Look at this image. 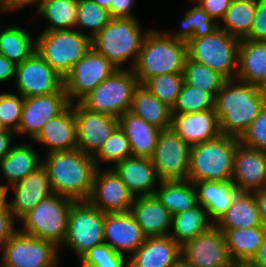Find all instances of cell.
<instances>
[{"instance_id": "1", "label": "cell", "mask_w": 266, "mask_h": 267, "mask_svg": "<svg viewBox=\"0 0 266 267\" xmlns=\"http://www.w3.org/2000/svg\"><path fill=\"white\" fill-rule=\"evenodd\" d=\"M265 103L266 90L228 79L214 100L221 134L240 139Z\"/></svg>"}, {"instance_id": "2", "label": "cell", "mask_w": 266, "mask_h": 267, "mask_svg": "<svg viewBox=\"0 0 266 267\" xmlns=\"http://www.w3.org/2000/svg\"><path fill=\"white\" fill-rule=\"evenodd\" d=\"M45 167L52 192L73 201H87L97 169L93 156L78 149L46 154Z\"/></svg>"}, {"instance_id": "3", "label": "cell", "mask_w": 266, "mask_h": 267, "mask_svg": "<svg viewBox=\"0 0 266 267\" xmlns=\"http://www.w3.org/2000/svg\"><path fill=\"white\" fill-rule=\"evenodd\" d=\"M187 57V43L149 29L132 70L143 85L156 75L183 73Z\"/></svg>"}, {"instance_id": "4", "label": "cell", "mask_w": 266, "mask_h": 267, "mask_svg": "<svg viewBox=\"0 0 266 267\" xmlns=\"http://www.w3.org/2000/svg\"><path fill=\"white\" fill-rule=\"evenodd\" d=\"M148 31L142 30L137 18H112L91 39V48L106 57L117 69H123L122 65L132 58V69Z\"/></svg>"}, {"instance_id": "5", "label": "cell", "mask_w": 266, "mask_h": 267, "mask_svg": "<svg viewBox=\"0 0 266 267\" xmlns=\"http://www.w3.org/2000/svg\"><path fill=\"white\" fill-rule=\"evenodd\" d=\"M239 143L238 138L221 134L215 139L192 145L187 180H231Z\"/></svg>"}, {"instance_id": "6", "label": "cell", "mask_w": 266, "mask_h": 267, "mask_svg": "<svg viewBox=\"0 0 266 267\" xmlns=\"http://www.w3.org/2000/svg\"><path fill=\"white\" fill-rule=\"evenodd\" d=\"M75 201L52 194L41 200L20 222L22 233L41 238L61 248L67 234L70 208Z\"/></svg>"}, {"instance_id": "7", "label": "cell", "mask_w": 266, "mask_h": 267, "mask_svg": "<svg viewBox=\"0 0 266 267\" xmlns=\"http://www.w3.org/2000/svg\"><path fill=\"white\" fill-rule=\"evenodd\" d=\"M35 40V51L63 78L91 48L89 36L77 29L43 31Z\"/></svg>"}, {"instance_id": "8", "label": "cell", "mask_w": 266, "mask_h": 267, "mask_svg": "<svg viewBox=\"0 0 266 267\" xmlns=\"http://www.w3.org/2000/svg\"><path fill=\"white\" fill-rule=\"evenodd\" d=\"M138 86V79L132 69H117L79 103L92 112L119 118L130 111Z\"/></svg>"}, {"instance_id": "9", "label": "cell", "mask_w": 266, "mask_h": 267, "mask_svg": "<svg viewBox=\"0 0 266 267\" xmlns=\"http://www.w3.org/2000/svg\"><path fill=\"white\" fill-rule=\"evenodd\" d=\"M240 39L221 28L187 43L188 58L219 72L227 79H236Z\"/></svg>"}, {"instance_id": "10", "label": "cell", "mask_w": 266, "mask_h": 267, "mask_svg": "<svg viewBox=\"0 0 266 267\" xmlns=\"http://www.w3.org/2000/svg\"><path fill=\"white\" fill-rule=\"evenodd\" d=\"M105 213L88 201L74 202L70 208L66 238L62 244L80 259L93 246L104 243Z\"/></svg>"}, {"instance_id": "11", "label": "cell", "mask_w": 266, "mask_h": 267, "mask_svg": "<svg viewBox=\"0 0 266 267\" xmlns=\"http://www.w3.org/2000/svg\"><path fill=\"white\" fill-rule=\"evenodd\" d=\"M0 267H58L59 248L18 231L0 247Z\"/></svg>"}, {"instance_id": "12", "label": "cell", "mask_w": 266, "mask_h": 267, "mask_svg": "<svg viewBox=\"0 0 266 267\" xmlns=\"http://www.w3.org/2000/svg\"><path fill=\"white\" fill-rule=\"evenodd\" d=\"M191 146L171 127L161 130L151 162L161 181L187 180Z\"/></svg>"}, {"instance_id": "13", "label": "cell", "mask_w": 266, "mask_h": 267, "mask_svg": "<svg viewBox=\"0 0 266 267\" xmlns=\"http://www.w3.org/2000/svg\"><path fill=\"white\" fill-rule=\"evenodd\" d=\"M115 70L117 68L106 57L90 48L64 78L68 101L73 104L78 100L79 103Z\"/></svg>"}, {"instance_id": "14", "label": "cell", "mask_w": 266, "mask_h": 267, "mask_svg": "<svg viewBox=\"0 0 266 267\" xmlns=\"http://www.w3.org/2000/svg\"><path fill=\"white\" fill-rule=\"evenodd\" d=\"M15 80L17 94L24 98L66 93L64 78L52 69L37 51L16 65Z\"/></svg>"}, {"instance_id": "15", "label": "cell", "mask_w": 266, "mask_h": 267, "mask_svg": "<svg viewBox=\"0 0 266 267\" xmlns=\"http://www.w3.org/2000/svg\"><path fill=\"white\" fill-rule=\"evenodd\" d=\"M181 261L188 267H230L224 234L216 226L181 246Z\"/></svg>"}, {"instance_id": "16", "label": "cell", "mask_w": 266, "mask_h": 267, "mask_svg": "<svg viewBox=\"0 0 266 267\" xmlns=\"http://www.w3.org/2000/svg\"><path fill=\"white\" fill-rule=\"evenodd\" d=\"M135 197L110 167L96 169L89 199L92 206L104 213H124L131 210Z\"/></svg>"}, {"instance_id": "17", "label": "cell", "mask_w": 266, "mask_h": 267, "mask_svg": "<svg viewBox=\"0 0 266 267\" xmlns=\"http://www.w3.org/2000/svg\"><path fill=\"white\" fill-rule=\"evenodd\" d=\"M79 151L94 156L103 143L119 127V118L92 112L80 103H74Z\"/></svg>"}, {"instance_id": "18", "label": "cell", "mask_w": 266, "mask_h": 267, "mask_svg": "<svg viewBox=\"0 0 266 267\" xmlns=\"http://www.w3.org/2000/svg\"><path fill=\"white\" fill-rule=\"evenodd\" d=\"M70 102L66 93H52L24 98L21 121L16 134L34 139L44 124L60 114Z\"/></svg>"}, {"instance_id": "19", "label": "cell", "mask_w": 266, "mask_h": 267, "mask_svg": "<svg viewBox=\"0 0 266 267\" xmlns=\"http://www.w3.org/2000/svg\"><path fill=\"white\" fill-rule=\"evenodd\" d=\"M266 151L237 145L232 181L240 192L253 193L264 188Z\"/></svg>"}, {"instance_id": "20", "label": "cell", "mask_w": 266, "mask_h": 267, "mask_svg": "<svg viewBox=\"0 0 266 267\" xmlns=\"http://www.w3.org/2000/svg\"><path fill=\"white\" fill-rule=\"evenodd\" d=\"M145 238L130 211L105 213L104 243L115 252L132 255L144 243Z\"/></svg>"}, {"instance_id": "21", "label": "cell", "mask_w": 266, "mask_h": 267, "mask_svg": "<svg viewBox=\"0 0 266 267\" xmlns=\"http://www.w3.org/2000/svg\"><path fill=\"white\" fill-rule=\"evenodd\" d=\"M10 187L14 190V198L8 204L16 220H21L41 200L53 194L43 165Z\"/></svg>"}, {"instance_id": "22", "label": "cell", "mask_w": 266, "mask_h": 267, "mask_svg": "<svg viewBox=\"0 0 266 267\" xmlns=\"http://www.w3.org/2000/svg\"><path fill=\"white\" fill-rule=\"evenodd\" d=\"M33 140L47 146V154L76 149L77 122L74 103H70L60 114L47 121Z\"/></svg>"}, {"instance_id": "23", "label": "cell", "mask_w": 266, "mask_h": 267, "mask_svg": "<svg viewBox=\"0 0 266 267\" xmlns=\"http://www.w3.org/2000/svg\"><path fill=\"white\" fill-rule=\"evenodd\" d=\"M181 262V246L170 236L146 237L128 259L130 267H175Z\"/></svg>"}, {"instance_id": "24", "label": "cell", "mask_w": 266, "mask_h": 267, "mask_svg": "<svg viewBox=\"0 0 266 267\" xmlns=\"http://www.w3.org/2000/svg\"><path fill=\"white\" fill-rule=\"evenodd\" d=\"M171 128L190 146L221 135L220 122L215 109L172 114Z\"/></svg>"}, {"instance_id": "25", "label": "cell", "mask_w": 266, "mask_h": 267, "mask_svg": "<svg viewBox=\"0 0 266 267\" xmlns=\"http://www.w3.org/2000/svg\"><path fill=\"white\" fill-rule=\"evenodd\" d=\"M111 168L134 197L154 195L155 186L161 181L150 158L131 156Z\"/></svg>"}, {"instance_id": "26", "label": "cell", "mask_w": 266, "mask_h": 267, "mask_svg": "<svg viewBox=\"0 0 266 267\" xmlns=\"http://www.w3.org/2000/svg\"><path fill=\"white\" fill-rule=\"evenodd\" d=\"M130 212L146 237L170 234L172 214L155 195L135 197Z\"/></svg>"}, {"instance_id": "27", "label": "cell", "mask_w": 266, "mask_h": 267, "mask_svg": "<svg viewBox=\"0 0 266 267\" xmlns=\"http://www.w3.org/2000/svg\"><path fill=\"white\" fill-rule=\"evenodd\" d=\"M236 79L266 90V42L240 39Z\"/></svg>"}, {"instance_id": "28", "label": "cell", "mask_w": 266, "mask_h": 267, "mask_svg": "<svg viewBox=\"0 0 266 267\" xmlns=\"http://www.w3.org/2000/svg\"><path fill=\"white\" fill-rule=\"evenodd\" d=\"M198 204L208 212L214 223L229 209L235 196L240 192L232 180H205L193 182Z\"/></svg>"}, {"instance_id": "29", "label": "cell", "mask_w": 266, "mask_h": 267, "mask_svg": "<svg viewBox=\"0 0 266 267\" xmlns=\"http://www.w3.org/2000/svg\"><path fill=\"white\" fill-rule=\"evenodd\" d=\"M119 126L129 141L132 156L151 158L161 129L130 111L119 117Z\"/></svg>"}, {"instance_id": "30", "label": "cell", "mask_w": 266, "mask_h": 267, "mask_svg": "<svg viewBox=\"0 0 266 267\" xmlns=\"http://www.w3.org/2000/svg\"><path fill=\"white\" fill-rule=\"evenodd\" d=\"M42 162L38 153L27 143L13 144L10 152L0 160V171L9 182L8 185H1L6 190V198L8 188L40 167Z\"/></svg>"}, {"instance_id": "31", "label": "cell", "mask_w": 266, "mask_h": 267, "mask_svg": "<svg viewBox=\"0 0 266 267\" xmlns=\"http://www.w3.org/2000/svg\"><path fill=\"white\" fill-rule=\"evenodd\" d=\"M130 112L161 130L172 125V109L140 84L135 89Z\"/></svg>"}, {"instance_id": "32", "label": "cell", "mask_w": 266, "mask_h": 267, "mask_svg": "<svg viewBox=\"0 0 266 267\" xmlns=\"http://www.w3.org/2000/svg\"><path fill=\"white\" fill-rule=\"evenodd\" d=\"M218 229L263 226L253 193L239 192L229 209L215 223Z\"/></svg>"}, {"instance_id": "33", "label": "cell", "mask_w": 266, "mask_h": 267, "mask_svg": "<svg viewBox=\"0 0 266 267\" xmlns=\"http://www.w3.org/2000/svg\"><path fill=\"white\" fill-rule=\"evenodd\" d=\"M223 232L232 261L251 260L266 235L265 226L238 229H219Z\"/></svg>"}, {"instance_id": "34", "label": "cell", "mask_w": 266, "mask_h": 267, "mask_svg": "<svg viewBox=\"0 0 266 267\" xmlns=\"http://www.w3.org/2000/svg\"><path fill=\"white\" fill-rule=\"evenodd\" d=\"M155 196L172 214L185 212L198 205L196 189L189 180L160 181Z\"/></svg>"}, {"instance_id": "35", "label": "cell", "mask_w": 266, "mask_h": 267, "mask_svg": "<svg viewBox=\"0 0 266 267\" xmlns=\"http://www.w3.org/2000/svg\"><path fill=\"white\" fill-rule=\"evenodd\" d=\"M210 219L207 210L200 204L185 212L172 215V229L169 235L180 245L194 237L207 232L215 223ZM173 233V234H172Z\"/></svg>"}, {"instance_id": "36", "label": "cell", "mask_w": 266, "mask_h": 267, "mask_svg": "<svg viewBox=\"0 0 266 267\" xmlns=\"http://www.w3.org/2000/svg\"><path fill=\"white\" fill-rule=\"evenodd\" d=\"M1 28V27H0ZM36 49V40L25 29L19 26H7L0 30V54L15 65L28 59Z\"/></svg>"}, {"instance_id": "37", "label": "cell", "mask_w": 266, "mask_h": 267, "mask_svg": "<svg viewBox=\"0 0 266 267\" xmlns=\"http://www.w3.org/2000/svg\"><path fill=\"white\" fill-rule=\"evenodd\" d=\"M77 10L78 0H40L36 9L50 23L43 31L75 29Z\"/></svg>"}, {"instance_id": "38", "label": "cell", "mask_w": 266, "mask_h": 267, "mask_svg": "<svg viewBox=\"0 0 266 267\" xmlns=\"http://www.w3.org/2000/svg\"><path fill=\"white\" fill-rule=\"evenodd\" d=\"M256 0H232L222 18L219 28L229 35L243 39L249 32L254 21Z\"/></svg>"}, {"instance_id": "39", "label": "cell", "mask_w": 266, "mask_h": 267, "mask_svg": "<svg viewBox=\"0 0 266 267\" xmlns=\"http://www.w3.org/2000/svg\"><path fill=\"white\" fill-rule=\"evenodd\" d=\"M181 23L182 28L179 31L173 34H166L175 40L185 43H188L191 39L210 35L219 28V23L211 19L208 13L199 5L188 9Z\"/></svg>"}, {"instance_id": "40", "label": "cell", "mask_w": 266, "mask_h": 267, "mask_svg": "<svg viewBox=\"0 0 266 267\" xmlns=\"http://www.w3.org/2000/svg\"><path fill=\"white\" fill-rule=\"evenodd\" d=\"M184 82L209 93L214 99L228 80L222 74L188 57L184 65Z\"/></svg>"}, {"instance_id": "41", "label": "cell", "mask_w": 266, "mask_h": 267, "mask_svg": "<svg viewBox=\"0 0 266 267\" xmlns=\"http://www.w3.org/2000/svg\"><path fill=\"white\" fill-rule=\"evenodd\" d=\"M184 82L183 73L161 74L149 78L145 86L154 96L173 109Z\"/></svg>"}, {"instance_id": "42", "label": "cell", "mask_w": 266, "mask_h": 267, "mask_svg": "<svg viewBox=\"0 0 266 267\" xmlns=\"http://www.w3.org/2000/svg\"><path fill=\"white\" fill-rule=\"evenodd\" d=\"M110 12L100 7L93 0H78V10L75 29H90L88 34L92 39L110 20Z\"/></svg>"}, {"instance_id": "43", "label": "cell", "mask_w": 266, "mask_h": 267, "mask_svg": "<svg viewBox=\"0 0 266 267\" xmlns=\"http://www.w3.org/2000/svg\"><path fill=\"white\" fill-rule=\"evenodd\" d=\"M132 156L129 141L125 132L120 126L103 143L98 152L93 156L95 165L99 168L100 163H112L114 166L118 162Z\"/></svg>"}, {"instance_id": "44", "label": "cell", "mask_w": 266, "mask_h": 267, "mask_svg": "<svg viewBox=\"0 0 266 267\" xmlns=\"http://www.w3.org/2000/svg\"><path fill=\"white\" fill-rule=\"evenodd\" d=\"M214 100L209 93L183 82L172 114L195 113L214 109Z\"/></svg>"}, {"instance_id": "45", "label": "cell", "mask_w": 266, "mask_h": 267, "mask_svg": "<svg viewBox=\"0 0 266 267\" xmlns=\"http://www.w3.org/2000/svg\"><path fill=\"white\" fill-rule=\"evenodd\" d=\"M102 243L93 246L80 259L81 267H127L128 258ZM127 260H126V259Z\"/></svg>"}, {"instance_id": "46", "label": "cell", "mask_w": 266, "mask_h": 267, "mask_svg": "<svg viewBox=\"0 0 266 267\" xmlns=\"http://www.w3.org/2000/svg\"><path fill=\"white\" fill-rule=\"evenodd\" d=\"M24 97L12 93H0V121L11 131L18 130Z\"/></svg>"}, {"instance_id": "47", "label": "cell", "mask_w": 266, "mask_h": 267, "mask_svg": "<svg viewBox=\"0 0 266 267\" xmlns=\"http://www.w3.org/2000/svg\"><path fill=\"white\" fill-rule=\"evenodd\" d=\"M239 141L245 147L266 151V103Z\"/></svg>"}, {"instance_id": "48", "label": "cell", "mask_w": 266, "mask_h": 267, "mask_svg": "<svg viewBox=\"0 0 266 267\" xmlns=\"http://www.w3.org/2000/svg\"><path fill=\"white\" fill-rule=\"evenodd\" d=\"M243 39L266 42V0H256L254 21Z\"/></svg>"}, {"instance_id": "49", "label": "cell", "mask_w": 266, "mask_h": 267, "mask_svg": "<svg viewBox=\"0 0 266 267\" xmlns=\"http://www.w3.org/2000/svg\"><path fill=\"white\" fill-rule=\"evenodd\" d=\"M14 222L15 217L5 199L0 204V247L18 231Z\"/></svg>"}, {"instance_id": "50", "label": "cell", "mask_w": 266, "mask_h": 267, "mask_svg": "<svg viewBox=\"0 0 266 267\" xmlns=\"http://www.w3.org/2000/svg\"><path fill=\"white\" fill-rule=\"evenodd\" d=\"M232 0H196L204 11H206L211 19L214 21L222 20L225 12L230 6Z\"/></svg>"}, {"instance_id": "51", "label": "cell", "mask_w": 266, "mask_h": 267, "mask_svg": "<svg viewBox=\"0 0 266 267\" xmlns=\"http://www.w3.org/2000/svg\"><path fill=\"white\" fill-rule=\"evenodd\" d=\"M136 0H112L111 17L112 18H136L131 12Z\"/></svg>"}, {"instance_id": "52", "label": "cell", "mask_w": 266, "mask_h": 267, "mask_svg": "<svg viewBox=\"0 0 266 267\" xmlns=\"http://www.w3.org/2000/svg\"><path fill=\"white\" fill-rule=\"evenodd\" d=\"M16 65L0 54V83L15 79Z\"/></svg>"}, {"instance_id": "53", "label": "cell", "mask_w": 266, "mask_h": 267, "mask_svg": "<svg viewBox=\"0 0 266 267\" xmlns=\"http://www.w3.org/2000/svg\"><path fill=\"white\" fill-rule=\"evenodd\" d=\"M253 195L259 210L261 222L266 227V188L253 192Z\"/></svg>"}, {"instance_id": "54", "label": "cell", "mask_w": 266, "mask_h": 267, "mask_svg": "<svg viewBox=\"0 0 266 267\" xmlns=\"http://www.w3.org/2000/svg\"><path fill=\"white\" fill-rule=\"evenodd\" d=\"M40 0H0L1 11L20 9L27 5L38 4Z\"/></svg>"}, {"instance_id": "55", "label": "cell", "mask_w": 266, "mask_h": 267, "mask_svg": "<svg viewBox=\"0 0 266 267\" xmlns=\"http://www.w3.org/2000/svg\"><path fill=\"white\" fill-rule=\"evenodd\" d=\"M13 133L15 132L7 129L4 133L0 134V160L11 150Z\"/></svg>"}, {"instance_id": "56", "label": "cell", "mask_w": 266, "mask_h": 267, "mask_svg": "<svg viewBox=\"0 0 266 267\" xmlns=\"http://www.w3.org/2000/svg\"><path fill=\"white\" fill-rule=\"evenodd\" d=\"M250 261L258 267H266V235L262 244L259 246L257 253Z\"/></svg>"}, {"instance_id": "57", "label": "cell", "mask_w": 266, "mask_h": 267, "mask_svg": "<svg viewBox=\"0 0 266 267\" xmlns=\"http://www.w3.org/2000/svg\"><path fill=\"white\" fill-rule=\"evenodd\" d=\"M230 267H258L249 260L246 261H232Z\"/></svg>"}, {"instance_id": "58", "label": "cell", "mask_w": 266, "mask_h": 267, "mask_svg": "<svg viewBox=\"0 0 266 267\" xmlns=\"http://www.w3.org/2000/svg\"><path fill=\"white\" fill-rule=\"evenodd\" d=\"M96 4H98L100 7L105 8L110 12L111 15V3L112 0H93Z\"/></svg>"}, {"instance_id": "59", "label": "cell", "mask_w": 266, "mask_h": 267, "mask_svg": "<svg viewBox=\"0 0 266 267\" xmlns=\"http://www.w3.org/2000/svg\"><path fill=\"white\" fill-rule=\"evenodd\" d=\"M6 199V190L0 184V204Z\"/></svg>"}, {"instance_id": "60", "label": "cell", "mask_w": 266, "mask_h": 267, "mask_svg": "<svg viewBox=\"0 0 266 267\" xmlns=\"http://www.w3.org/2000/svg\"><path fill=\"white\" fill-rule=\"evenodd\" d=\"M7 130V128L2 124V122L0 121V134L4 133Z\"/></svg>"}, {"instance_id": "61", "label": "cell", "mask_w": 266, "mask_h": 267, "mask_svg": "<svg viewBox=\"0 0 266 267\" xmlns=\"http://www.w3.org/2000/svg\"><path fill=\"white\" fill-rule=\"evenodd\" d=\"M175 267H188L187 265H185L182 261L176 265Z\"/></svg>"}, {"instance_id": "62", "label": "cell", "mask_w": 266, "mask_h": 267, "mask_svg": "<svg viewBox=\"0 0 266 267\" xmlns=\"http://www.w3.org/2000/svg\"><path fill=\"white\" fill-rule=\"evenodd\" d=\"M264 188H266V176H265Z\"/></svg>"}]
</instances>
